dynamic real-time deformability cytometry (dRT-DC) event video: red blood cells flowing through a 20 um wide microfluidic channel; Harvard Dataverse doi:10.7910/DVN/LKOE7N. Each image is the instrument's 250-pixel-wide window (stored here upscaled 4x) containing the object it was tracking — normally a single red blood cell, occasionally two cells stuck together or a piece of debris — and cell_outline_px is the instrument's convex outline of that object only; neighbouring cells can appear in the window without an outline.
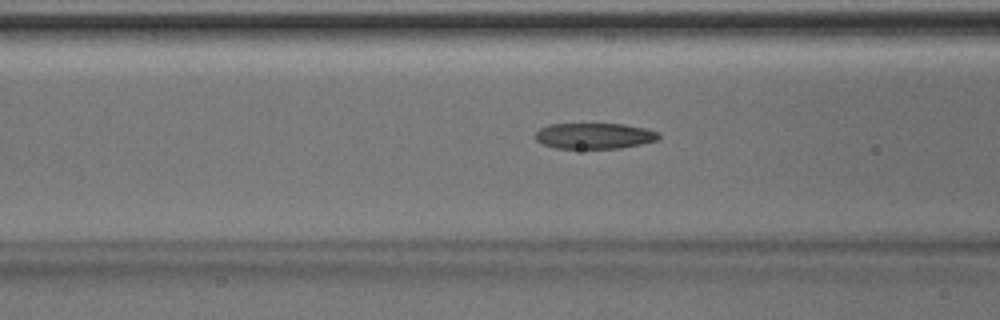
{"species": "Egyptian fruit bat (a non-hibernating species)", "species_latin": "Rousettus aegyptiacus", "temperature_condition": "room temperature", "stored_images_in_passage": 44, "camera_frame_rate_fps": 3000, "um_per_image_px": 0.085, "animal": {"sex": "male"}, "frame": {"image": 1, "passage_image": 19, "time_ms": 6.0, "image_size_px": [1000, 320], "cell_outline_px": [[660, 136], [656, 140], [640, 144], [620, 148], [556, 148], [544, 144], [536, 140], [536, 132], [540, 128], [548, 124], [624, 124], [644, 128], [660, 132]], "centroid_in_image_um": [50.52, 11.54], "position_along_channel_um": 116.1, "area_um2": 18.44}}
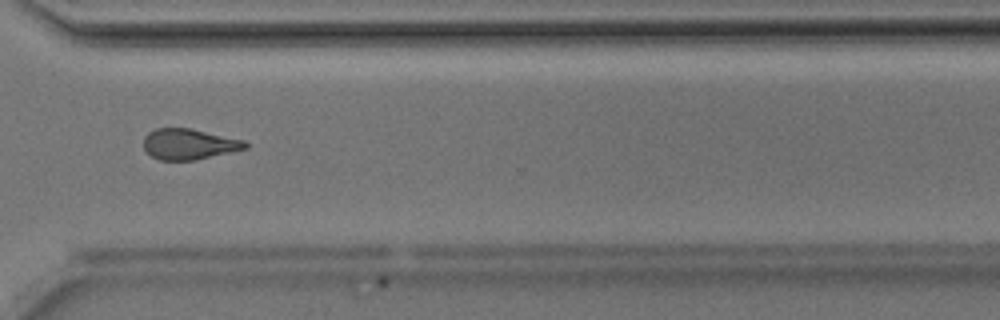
{"frame": {"image": 2, "passage_image": 36, "time_ms": 11.667, "image_size_px": [1000, 320], "cell_outline_px": [[248, 148], [196, 160], [160, 160], [152, 156], [144, 148], [144, 136], [148, 132], [156, 128], [188, 128], [244, 140], [248, 144]], "centroid_in_image_um": [16.06, 12.25], "position_along_channel_um": 354.5, "area_um2": 18.09}}
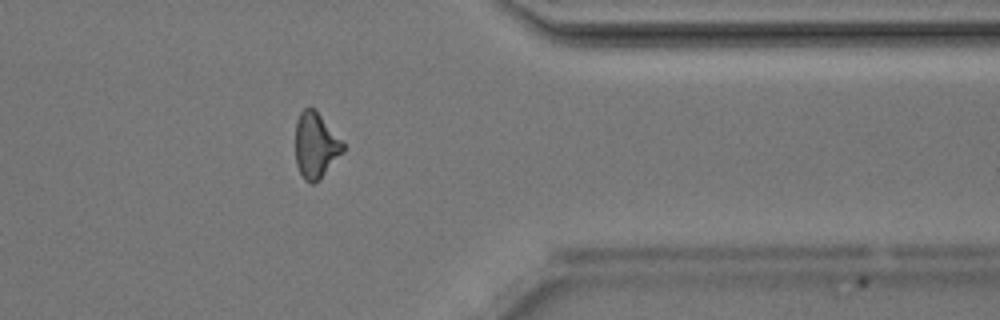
{"frame": {"image": 3, "passage_image": 39, "time_ms": 12.667, "image_size_px": [1000, 320], "cell_outline_px": [[344, 152], [320, 180], [312, 184], [308, 184], [304, 180], [296, 164], [296, 120], [300, 112], [304, 108], [316, 108], [344, 144]], "centroid_in_image_um": [26.84, 12.37], "position_along_channel_um": 384.6, "area_um2": 18.44}}